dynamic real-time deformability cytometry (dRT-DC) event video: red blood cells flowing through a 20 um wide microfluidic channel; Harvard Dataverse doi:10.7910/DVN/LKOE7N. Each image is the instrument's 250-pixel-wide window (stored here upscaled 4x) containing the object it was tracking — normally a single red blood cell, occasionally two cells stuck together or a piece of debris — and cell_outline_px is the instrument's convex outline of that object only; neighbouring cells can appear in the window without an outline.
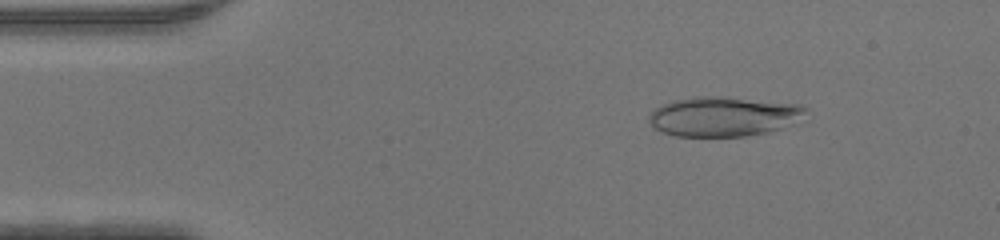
{"species": "human", "species_latin": "Homo sapiens", "temperature_condition": "warm", "stored_images_in_passage": 46, "camera_frame_rate_fps": 3000, "um_per_image_px": 0.085, "donor": {"sex": "male"}, "frame": {"image": 1, "passage_image": 6, "time_ms": 1.667, "image_size_px": [1000, 240], "cell_outline_px": [[808, 108], [804, 112], [780, 128], [768, 132], [748, 136], [676, 136], [664, 132], [656, 128], [648, 120], [648, 116], [656, 108], [672, 100], [692, 96], [716, 96], [800, 104]], "centroid_in_image_um": [61.42, 9.89], "position_along_channel_um": 23.6, "area_um2": 35.55}}
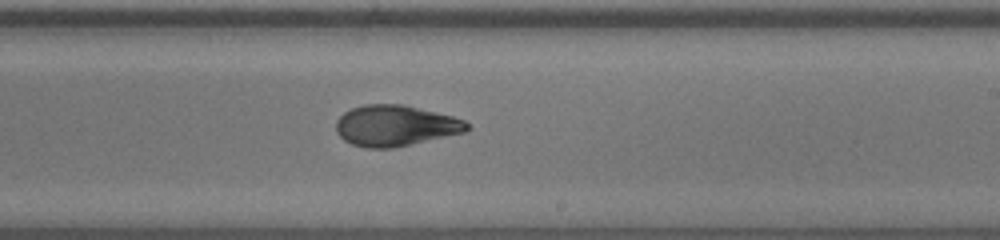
{"frame": {"image": 2, "passage_image": 27, "time_ms": 8.667, "image_size_px": [1000, 240], "cell_outline_px": [[472, 128], [464, 132], [412, 144], [392, 148], [364, 148], [352, 144], [344, 140], [336, 132], [336, 120], [344, 112], [352, 108], [364, 104], [404, 104], [452, 116], [464, 120]], "centroid_in_image_um": [33.59, 10.68], "position_along_channel_um": 255.4, "area_um2": 31.27}}
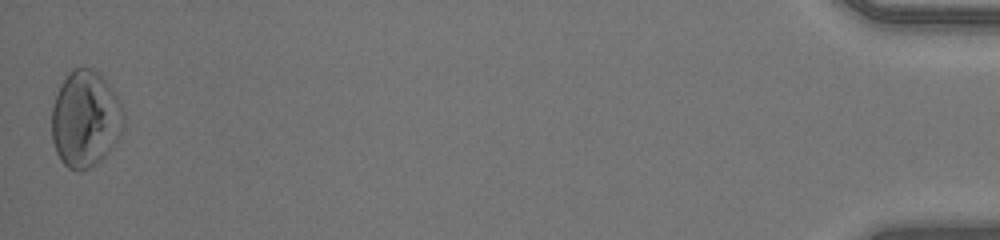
{"frame": {"image": 3, "passage_image": 46, "time_ms": 15.0, "image_size_px": [1000, 240], "cell_outline_px": [[124, 124], [116, 140], [104, 156], [100, 160], [88, 168], [80, 172], [68, 168], [60, 160], [56, 152], [52, 140], [52, 108], [60, 84], [68, 72], [72, 68], [92, 68], [104, 80], [116, 96], [124, 112]], "centroid_in_image_um": [7.22, 10.12], "position_along_channel_um": 428.0, "area_um2": 40.06}}